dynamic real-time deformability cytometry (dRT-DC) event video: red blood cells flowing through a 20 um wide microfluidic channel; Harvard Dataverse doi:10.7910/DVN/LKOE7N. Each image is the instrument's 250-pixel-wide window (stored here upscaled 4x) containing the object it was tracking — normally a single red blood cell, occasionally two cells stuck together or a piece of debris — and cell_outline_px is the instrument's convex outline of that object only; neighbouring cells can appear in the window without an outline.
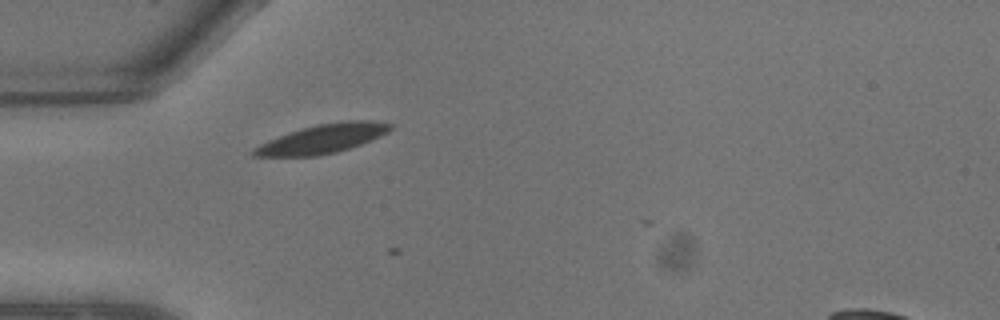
{"species": "common noctule bat (a hibernating species)", "species_latin": "Nyctalus noctula", "temperature_condition": "warm", "stored_images_in_passage": 3, "camera_frame_rate_fps": 3000, "um_per_image_px": 0.085, "animal": {"sex": "male", "body_mass_g": 13.3}, "frame": {"image": 1, "passage_image": 1, "time_ms": 0.0, "image_size_px": [1000, 320], "cell_outline_px": [[392, 128], [388, 132], [380, 136], [360, 144], [336, 152], [316, 156], [252, 156], [252, 152], [260, 144], [268, 140], [288, 132], [300, 128], [316, 124], [348, 120], [372, 120], [392, 124]], "centroid_in_image_um": [27.43, 11.78], "position_along_channel_um": 57.6, "area_um2": 22.89}}